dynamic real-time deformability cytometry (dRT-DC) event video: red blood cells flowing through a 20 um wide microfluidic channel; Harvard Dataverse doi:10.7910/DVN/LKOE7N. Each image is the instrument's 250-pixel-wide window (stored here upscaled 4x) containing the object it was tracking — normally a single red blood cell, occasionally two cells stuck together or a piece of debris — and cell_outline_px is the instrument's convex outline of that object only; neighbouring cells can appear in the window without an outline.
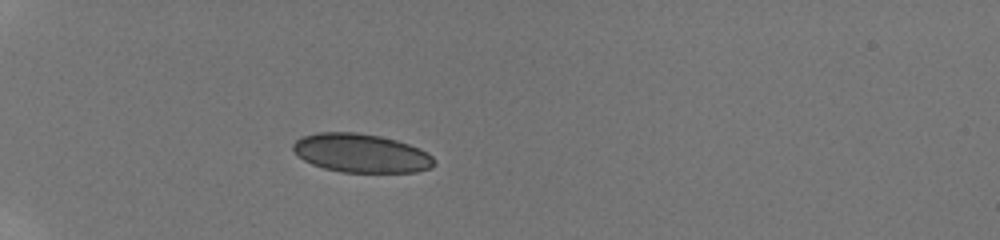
{"species": "human", "species_latin": "Homo sapiens", "temperature_condition": "room temperature", "stored_images_in_passage": 42, "camera_frame_rate_fps": 3000, "um_per_image_px": 0.085, "donor": {"sex": "male"}, "frame": {"image": 1, "passage_image": 1, "time_ms": 0.0, "image_size_px": [1000, 240], "cell_outline_px": [[436, 164], [432, 168], [416, 172], [340, 172], [324, 168], [312, 164], [304, 160], [292, 148], [292, 144], [300, 136], [316, 132], [356, 132], [380, 136], [396, 140], [420, 148], [432, 156], [436, 160]], "centroid_in_image_um": [30.71, 13.01], "position_along_channel_um": 54.3, "area_um2": 32.02}}
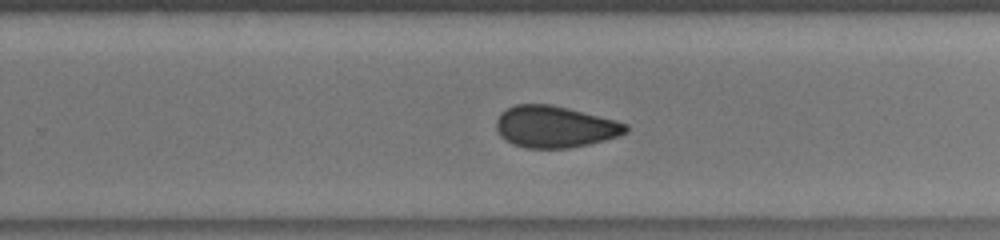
{"frame": {"image": 2, "passage_image": 29, "time_ms": 6.667, "image_size_px": [1000, 240], "cell_outline_px": [[628, 132], [620, 136], [588, 144], [568, 148], [524, 148], [512, 144], [504, 140], [500, 136], [496, 128], [496, 120], [500, 112], [516, 104], [552, 104], [616, 120], [628, 124]], "centroid_in_image_um": [47.15, 10.77], "position_along_channel_um": 282.6, "area_um2": 31.67}}
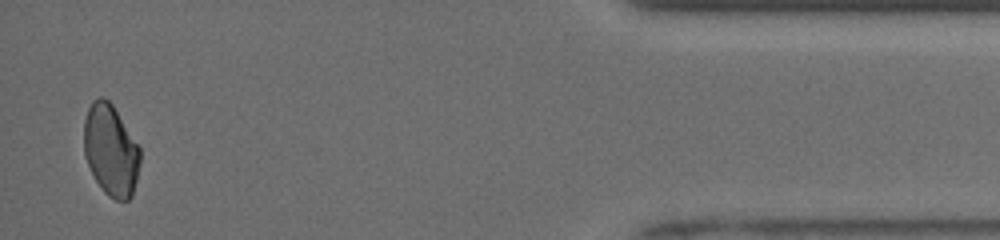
{"frame": {"image": 3, "passage_image": 41, "time_ms": 11.667, "image_size_px": [1000, 240], "cell_outline_px": [[140, 164], [132, 196], [128, 200], [116, 200], [108, 196], [104, 192], [96, 180], [84, 156], [84, 120], [88, 108], [92, 100], [100, 96], [104, 96], [112, 104], [140, 148]], "centroid_in_image_um": [9.41, 12.76], "position_along_channel_um": 425.8, "area_um2": 29.82}, "authors_computed_cell_mechanics": {"area_um2": 32.1368, "velocity_mm_per_s": 3.9591, "shape_relaxation_time_tau1_ms": null, "shape_relaxation_time_tau2_ms": 1.9931, "deformation_change_tau1": null, "deformation_change_tau2": 0.067}}